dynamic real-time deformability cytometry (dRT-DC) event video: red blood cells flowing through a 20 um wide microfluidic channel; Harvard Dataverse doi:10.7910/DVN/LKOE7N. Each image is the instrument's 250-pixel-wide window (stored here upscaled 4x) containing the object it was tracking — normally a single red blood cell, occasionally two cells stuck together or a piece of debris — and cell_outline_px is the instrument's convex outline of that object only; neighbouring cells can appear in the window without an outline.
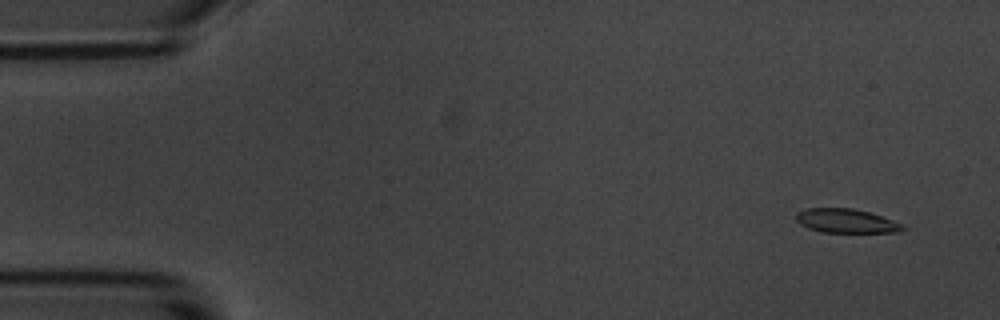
{"species": "common noctule bat (a hibernating species)", "species_latin": "Nyctalus noctula", "temperature_condition": "room temperature", "stored_images_in_passage": 59, "segment_of_instrument_passage": [1, 2], "camera_frame_rate_fps": 3000, "um_per_image_px": 0.085, "animal": {"sex": "male", "body_mass_g": 20.1, "forearm_length_mm": 53.5}, "frame": {"image": 1, "passage_image": 4, "time_ms": 1.0, "image_size_px": [1000, 320], "cell_outline_px": [[908, 228], [900, 232], [820, 232], [808, 228], [800, 224], [796, 220], [796, 212], [804, 208], [852, 208], [868, 212], [904, 224]], "centroid_in_image_um": [71.92, 18.78], "position_along_channel_um": 13.1, "area_um2": 15.03}}
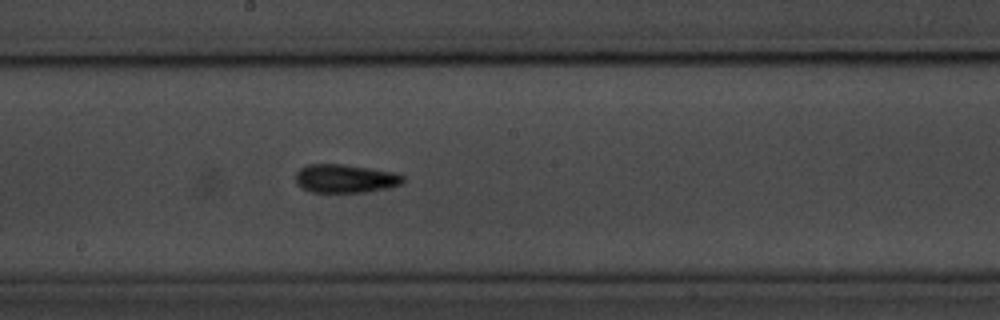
{"frame": {"image": 2, "passage_image": 31, "time_ms": 10.0, "image_size_px": [1000, 320], "cell_outline_px": [[404, 180], [400, 184], [388, 188], [364, 192], [312, 192], [296, 184], [296, 172], [300, 168], [308, 164], [344, 164], [392, 172], [404, 176]], "centroid_in_image_um": [29.32, 15.17], "position_along_channel_um": 218.9, "area_um2": 17.69}}
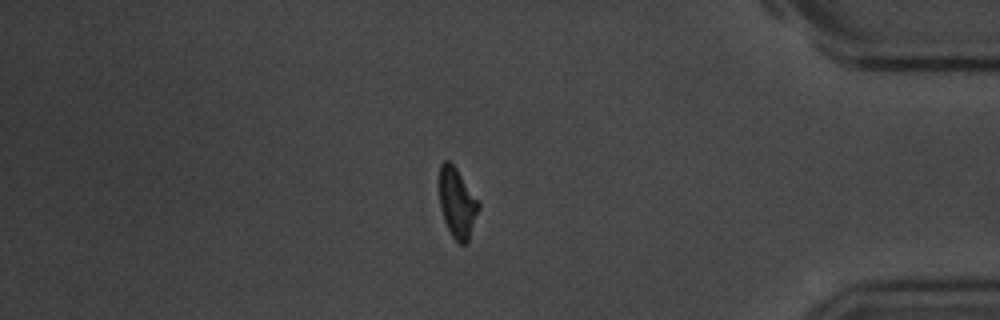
{"frame": {"image": 3, "passage_image": 49, "time_ms": 16.0, "image_size_px": [1000, 320], "cell_outline_px": [[480, 208], [468, 240], [464, 244], [460, 244], [452, 236], [444, 220], [440, 208], [440, 164], [444, 160], [448, 160], [456, 168], [480, 204]], "centroid_in_image_um": [38.86, 17.25], "position_along_channel_um": 396.3, "area_um2": 15.66}}